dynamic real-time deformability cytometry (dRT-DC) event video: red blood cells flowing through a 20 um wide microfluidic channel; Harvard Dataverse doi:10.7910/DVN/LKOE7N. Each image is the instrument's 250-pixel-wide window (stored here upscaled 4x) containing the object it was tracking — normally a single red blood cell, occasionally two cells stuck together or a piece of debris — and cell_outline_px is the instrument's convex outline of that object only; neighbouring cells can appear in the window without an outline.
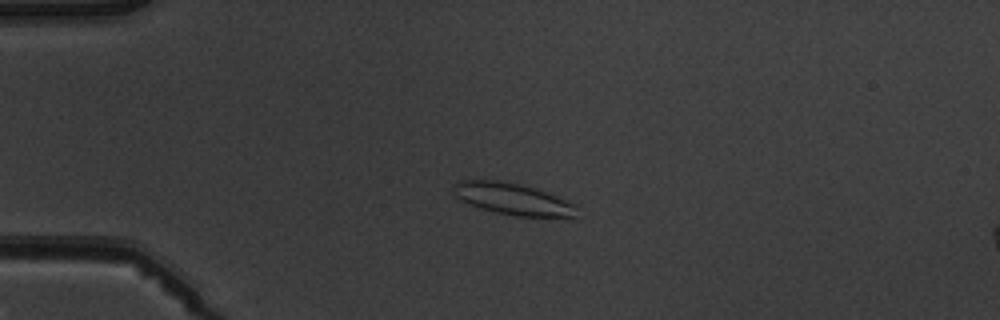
{"species": "common noctule bat (a hibernating species)", "species_latin": "Nyctalus noctula", "temperature_condition": "warm", "stored_images_in_passage": 4, "segment_of_instrument_passage": [1, 2], "camera_frame_rate_fps": 3000, "um_per_image_px": 0.085, "animal": {"sex": "male", "body_mass_g": 19.5, "forearm_length_mm": 54.6}, "frame": {"image": 1, "passage_image": 2, "time_ms": 1.333, "image_size_px": [1000, 320], "cell_outline_px": [[576, 204], [572, 216], [516, 216], [496, 212], [472, 204], [456, 196], [452, 188], [452, 184], [460, 180], [500, 180], [520, 184], [556, 196]], "centroid_in_image_um": [43.52, 16.88], "position_along_channel_um": 41.5, "area_um2": 21.96}}